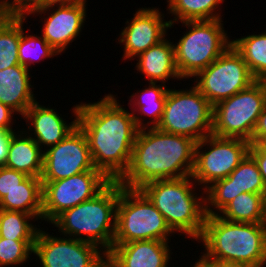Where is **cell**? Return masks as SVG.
I'll use <instances>...</instances> for the list:
<instances>
[{"instance_id":"29","label":"cell","mask_w":266,"mask_h":267,"mask_svg":"<svg viewBox=\"0 0 266 267\" xmlns=\"http://www.w3.org/2000/svg\"><path fill=\"white\" fill-rule=\"evenodd\" d=\"M26 18H20V40L18 46V57L20 65L30 70L32 64H38L40 61L49 60L59 55L41 36L37 34H27L24 30ZM24 27V28H23Z\"/></svg>"},{"instance_id":"34","label":"cell","mask_w":266,"mask_h":267,"mask_svg":"<svg viewBox=\"0 0 266 267\" xmlns=\"http://www.w3.org/2000/svg\"><path fill=\"white\" fill-rule=\"evenodd\" d=\"M17 113L12 110L9 106L0 102V129L8 131H16L17 128H13V124L16 123L18 117H14ZM15 119V120H14Z\"/></svg>"},{"instance_id":"7","label":"cell","mask_w":266,"mask_h":267,"mask_svg":"<svg viewBox=\"0 0 266 267\" xmlns=\"http://www.w3.org/2000/svg\"><path fill=\"white\" fill-rule=\"evenodd\" d=\"M172 235L176 236L164 216L139 189L120 184L113 244L137 240L171 241Z\"/></svg>"},{"instance_id":"1","label":"cell","mask_w":266,"mask_h":267,"mask_svg":"<svg viewBox=\"0 0 266 267\" xmlns=\"http://www.w3.org/2000/svg\"><path fill=\"white\" fill-rule=\"evenodd\" d=\"M99 99L80 102L78 126L87 138L95 169L110 181H119L129 168L139 128L113 92Z\"/></svg>"},{"instance_id":"20","label":"cell","mask_w":266,"mask_h":267,"mask_svg":"<svg viewBox=\"0 0 266 267\" xmlns=\"http://www.w3.org/2000/svg\"><path fill=\"white\" fill-rule=\"evenodd\" d=\"M136 59L135 73H140L149 82L166 84L170 79L183 80L175 62L174 40L166 37L158 44L151 46Z\"/></svg>"},{"instance_id":"42","label":"cell","mask_w":266,"mask_h":267,"mask_svg":"<svg viewBox=\"0 0 266 267\" xmlns=\"http://www.w3.org/2000/svg\"><path fill=\"white\" fill-rule=\"evenodd\" d=\"M257 81L261 84L264 94L266 96V73H264Z\"/></svg>"},{"instance_id":"2","label":"cell","mask_w":266,"mask_h":267,"mask_svg":"<svg viewBox=\"0 0 266 267\" xmlns=\"http://www.w3.org/2000/svg\"><path fill=\"white\" fill-rule=\"evenodd\" d=\"M196 141L156 127L139 129L127 172L118 181L123 187L139 189L163 179L192 176Z\"/></svg>"},{"instance_id":"14","label":"cell","mask_w":266,"mask_h":267,"mask_svg":"<svg viewBox=\"0 0 266 267\" xmlns=\"http://www.w3.org/2000/svg\"><path fill=\"white\" fill-rule=\"evenodd\" d=\"M95 168L87 138L77 126L43 155L42 182L66 179Z\"/></svg>"},{"instance_id":"24","label":"cell","mask_w":266,"mask_h":267,"mask_svg":"<svg viewBox=\"0 0 266 267\" xmlns=\"http://www.w3.org/2000/svg\"><path fill=\"white\" fill-rule=\"evenodd\" d=\"M0 209L25 212L42 221L41 178L28 176L0 200Z\"/></svg>"},{"instance_id":"15","label":"cell","mask_w":266,"mask_h":267,"mask_svg":"<svg viewBox=\"0 0 266 267\" xmlns=\"http://www.w3.org/2000/svg\"><path fill=\"white\" fill-rule=\"evenodd\" d=\"M245 192L266 194L261 173L249 154L228 177L215 181L205 189L206 215H217L237 195Z\"/></svg>"},{"instance_id":"11","label":"cell","mask_w":266,"mask_h":267,"mask_svg":"<svg viewBox=\"0 0 266 267\" xmlns=\"http://www.w3.org/2000/svg\"><path fill=\"white\" fill-rule=\"evenodd\" d=\"M194 85L214 106L248 88L256 79L242 55L231 45L207 68L194 77ZM196 78V79H195Z\"/></svg>"},{"instance_id":"23","label":"cell","mask_w":266,"mask_h":267,"mask_svg":"<svg viewBox=\"0 0 266 267\" xmlns=\"http://www.w3.org/2000/svg\"><path fill=\"white\" fill-rule=\"evenodd\" d=\"M44 151L23 129L11 135L5 167L41 178Z\"/></svg>"},{"instance_id":"10","label":"cell","mask_w":266,"mask_h":267,"mask_svg":"<svg viewBox=\"0 0 266 267\" xmlns=\"http://www.w3.org/2000/svg\"><path fill=\"white\" fill-rule=\"evenodd\" d=\"M250 145L239 138L206 136L196 142L192 178L205 190L215 181L228 177L249 154Z\"/></svg>"},{"instance_id":"21","label":"cell","mask_w":266,"mask_h":267,"mask_svg":"<svg viewBox=\"0 0 266 267\" xmlns=\"http://www.w3.org/2000/svg\"><path fill=\"white\" fill-rule=\"evenodd\" d=\"M30 75L31 71L20 64L0 71V102L21 117L37 101Z\"/></svg>"},{"instance_id":"19","label":"cell","mask_w":266,"mask_h":267,"mask_svg":"<svg viewBox=\"0 0 266 267\" xmlns=\"http://www.w3.org/2000/svg\"><path fill=\"white\" fill-rule=\"evenodd\" d=\"M170 242L137 240L113 244L107 253V264L110 267H168L173 255Z\"/></svg>"},{"instance_id":"26","label":"cell","mask_w":266,"mask_h":267,"mask_svg":"<svg viewBox=\"0 0 266 267\" xmlns=\"http://www.w3.org/2000/svg\"><path fill=\"white\" fill-rule=\"evenodd\" d=\"M266 194L241 193L217 215L230 222L265 223Z\"/></svg>"},{"instance_id":"28","label":"cell","mask_w":266,"mask_h":267,"mask_svg":"<svg viewBox=\"0 0 266 267\" xmlns=\"http://www.w3.org/2000/svg\"><path fill=\"white\" fill-rule=\"evenodd\" d=\"M35 221L38 223L33 215L25 212L0 209V237L13 240H36L40 225L37 226Z\"/></svg>"},{"instance_id":"39","label":"cell","mask_w":266,"mask_h":267,"mask_svg":"<svg viewBox=\"0 0 266 267\" xmlns=\"http://www.w3.org/2000/svg\"><path fill=\"white\" fill-rule=\"evenodd\" d=\"M210 262L213 267H251L246 264L241 263H229V262H221V261H208Z\"/></svg>"},{"instance_id":"13","label":"cell","mask_w":266,"mask_h":267,"mask_svg":"<svg viewBox=\"0 0 266 267\" xmlns=\"http://www.w3.org/2000/svg\"><path fill=\"white\" fill-rule=\"evenodd\" d=\"M109 182L95 168L66 179L42 182V222L50 224L64 210L93 198Z\"/></svg>"},{"instance_id":"4","label":"cell","mask_w":266,"mask_h":267,"mask_svg":"<svg viewBox=\"0 0 266 267\" xmlns=\"http://www.w3.org/2000/svg\"><path fill=\"white\" fill-rule=\"evenodd\" d=\"M197 186L192 176H187L155 180L139 190L164 216L175 234L190 238L193 242L200 238L206 219L205 190Z\"/></svg>"},{"instance_id":"16","label":"cell","mask_w":266,"mask_h":267,"mask_svg":"<svg viewBox=\"0 0 266 267\" xmlns=\"http://www.w3.org/2000/svg\"><path fill=\"white\" fill-rule=\"evenodd\" d=\"M164 18L159 8L142 7L135 11L133 18L126 19V25L117 38L123 45L121 58L132 61L167 37L170 23Z\"/></svg>"},{"instance_id":"5","label":"cell","mask_w":266,"mask_h":267,"mask_svg":"<svg viewBox=\"0 0 266 267\" xmlns=\"http://www.w3.org/2000/svg\"><path fill=\"white\" fill-rule=\"evenodd\" d=\"M119 193L120 183L110 181L93 198L64 210L50 224L62 236L93 243L108 253L116 232Z\"/></svg>"},{"instance_id":"38","label":"cell","mask_w":266,"mask_h":267,"mask_svg":"<svg viewBox=\"0 0 266 267\" xmlns=\"http://www.w3.org/2000/svg\"><path fill=\"white\" fill-rule=\"evenodd\" d=\"M84 1L87 0H41V9L51 6L70 5Z\"/></svg>"},{"instance_id":"18","label":"cell","mask_w":266,"mask_h":267,"mask_svg":"<svg viewBox=\"0 0 266 267\" xmlns=\"http://www.w3.org/2000/svg\"><path fill=\"white\" fill-rule=\"evenodd\" d=\"M39 103L34 102L22 116L21 119H24L28 127L22 129L45 151L62 141L78 126L80 102L72 107L71 114L75 118L70 123L51 106Z\"/></svg>"},{"instance_id":"8","label":"cell","mask_w":266,"mask_h":267,"mask_svg":"<svg viewBox=\"0 0 266 267\" xmlns=\"http://www.w3.org/2000/svg\"><path fill=\"white\" fill-rule=\"evenodd\" d=\"M173 87L167 90L163 115L156 128L196 142L211 135L213 105L194 85L185 89Z\"/></svg>"},{"instance_id":"17","label":"cell","mask_w":266,"mask_h":267,"mask_svg":"<svg viewBox=\"0 0 266 267\" xmlns=\"http://www.w3.org/2000/svg\"><path fill=\"white\" fill-rule=\"evenodd\" d=\"M87 4V1H84L70 5L51 6L31 14L35 17L41 15L40 21L43 25L40 35L59 55H62L82 32L88 17Z\"/></svg>"},{"instance_id":"3","label":"cell","mask_w":266,"mask_h":267,"mask_svg":"<svg viewBox=\"0 0 266 267\" xmlns=\"http://www.w3.org/2000/svg\"><path fill=\"white\" fill-rule=\"evenodd\" d=\"M197 242L203 247L201 257L206 261L266 267L264 223L230 222L218 215H206L203 231Z\"/></svg>"},{"instance_id":"37","label":"cell","mask_w":266,"mask_h":267,"mask_svg":"<svg viewBox=\"0 0 266 267\" xmlns=\"http://www.w3.org/2000/svg\"><path fill=\"white\" fill-rule=\"evenodd\" d=\"M266 137V104L262 110V113L258 117L251 144H254L259 138Z\"/></svg>"},{"instance_id":"36","label":"cell","mask_w":266,"mask_h":267,"mask_svg":"<svg viewBox=\"0 0 266 267\" xmlns=\"http://www.w3.org/2000/svg\"><path fill=\"white\" fill-rule=\"evenodd\" d=\"M14 132L16 131L0 129V166H4L6 163L11 135Z\"/></svg>"},{"instance_id":"25","label":"cell","mask_w":266,"mask_h":267,"mask_svg":"<svg viewBox=\"0 0 266 267\" xmlns=\"http://www.w3.org/2000/svg\"><path fill=\"white\" fill-rule=\"evenodd\" d=\"M169 29L184 21L222 19L221 3L225 0H166ZM220 9V10H219ZM218 11V12H217ZM171 14V15H170Z\"/></svg>"},{"instance_id":"32","label":"cell","mask_w":266,"mask_h":267,"mask_svg":"<svg viewBox=\"0 0 266 267\" xmlns=\"http://www.w3.org/2000/svg\"><path fill=\"white\" fill-rule=\"evenodd\" d=\"M41 10V0H0V15L26 18Z\"/></svg>"},{"instance_id":"6","label":"cell","mask_w":266,"mask_h":267,"mask_svg":"<svg viewBox=\"0 0 266 267\" xmlns=\"http://www.w3.org/2000/svg\"><path fill=\"white\" fill-rule=\"evenodd\" d=\"M222 22V19L180 22L186 32L174 43V50L176 67L183 81L207 68L232 45Z\"/></svg>"},{"instance_id":"27","label":"cell","mask_w":266,"mask_h":267,"mask_svg":"<svg viewBox=\"0 0 266 267\" xmlns=\"http://www.w3.org/2000/svg\"><path fill=\"white\" fill-rule=\"evenodd\" d=\"M232 45L242 55L256 80L266 73V31L234 38Z\"/></svg>"},{"instance_id":"41","label":"cell","mask_w":266,"mask_h":267,"mask_svg":"<svg viewBox=\"0 0 266 267\" xmlns=\"http://www.w3.org/2000/svg\"><path fill=\"white\" fill-rule=\"evenodd\" d=\"M254 144H256L263 152H266V137L259 138Z\"/></svg>"},{"instance_id":"9","label":"cell","mask_w":266,"mask_h":267,"mask_svg":"<svg viewBox=\"0 0 266 267\" xmlns=\"http://www.w3.org/2000/svg\"><path fill=\"white\" fill-rule=\"evenodd\" d=\"M266 104L261 84L256 80L248 88L213 106L212 134L239 138L251 143L258 117Z\"/></svg>"},{"instance_id":"31","label":"cell","mask_w":266,"mask_h":267,"mask_svg":"<svg viewBox=\"0 0 266 267\" xmlns=\"http://www.w3.org/2000/svg\"><path fill=\"white\" fill-rule=\"evenodd\" d=\"M35 240H13L0 237V267H13L31 261Z\"/></svg>"},{"instance_id":"33","label":"cell","mask_w":266,"mask_h":267,"mask_svg":"<svg viewBox=\"0 0 266 267\" xmlns=\"http://www.w3.org/2000/svg\"><path fill=\"white\" fill-rule=\"evenodd\" d=\"M27 177L22 172L0 166V200L13 189L19 187V184Z\"/></svg>"},{"instance_id":"30","label":"cell","mask_w":266,"mask_h":267,"mask_svg":"<svg viewBox=\"0 0 266 267\" xmlns=\"http://www.w3.org/2000/svg\"><path fill=\"white\" fill-rule=\"evenodd\" d=\"M20 18L0 15V71L20 64Z\"/></svg>"},{"instance_id":"22","label":"cell","mask_w":266,"mask_h":267,"mask_svg":"<svg viewBox=\"0 0 266 267\" xmlns=\"http://www.w3.org/2000/svg\"><path fill=\"white\" fill-rule=\"evenodd\" d=\"M149 86L130 95L127 100L139 129L154 128L160 123L167 98L166 84L149 82ZM151 117L148 120L142 117ZM147 122V123H146Z\"/></svg>"},{"instance_id":"35","label":"cell","mask_w":266,"mask_h":267,"mask_svg":"<svg viewBox=\"0 0 266 267\" xmlns=\"http://www.w3.org/2000/svg\"><path fill=\"white\" fill-rule=\"evenodd\" d=\"M249 155L255 160L266 187V152H263L256 144H251Z\"/></svg>"},{"instance_id":"43","label":"cell","mask_w":266,"mask_h":267,"mask_svg":"<svg viewBox=\"0 0 266 267\" xmlns=\"http://www.w3.org/2000/svg\"><path fill=\"white\" fill-rule=\"evenodd\" d=\"M264 224H265V228H266V211H265V223Z\"/></svg>"},{"instance_id":"40","label":"cell","mask_w":266,"mask_h":267,"mask_svg":"<svg viewBox=\"0 0 266 267\" xmlns=\"http://www.w3.org/2000/svg\"><path fill=\"white\" fill-rule=\"evenodd\" d=\"M198 257L199 258H197V261H195L191 267H213L210 262L203 259L200 255Z\"/></svg>"},{"instance_id":"12","label":"cell","mask_w":266,"mask_h":267,"mask_svg":"<svg viewBox=\"0 0 266 267\" xmlns=\"http://www.w3.org/2000/svg\"><path fill=\"white\" fill-rule=\"evenodd\" d=\"M57 236L40 227L33 247V256L36 257L32 259L40 261L41 267H104L107 264V253L99 246Z\"/></svg>"}]
</instances>
